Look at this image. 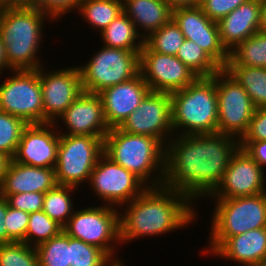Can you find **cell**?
<instances>
[{
	"instance_id": "obj_13",
	"label": "cell",
	"mask_w": 266,
	"mask_h": 266,
	"mask_svg": "<svg viewBox=\"0 0 266 266\" xmlns=\"http://www.w3.org/2000/svg\"><path fill=\"white\" fill-rule=\"evenodd\" d=\"M119 128L126 133L152 136L166 146L174 135L170 94L149 91Z\"/></svg>"
},
{
	"instance_id": "obj_38",
	"label": "cell",
	"mask_w": 266,
	"mask_h": 266,
	"mask_svg": "<svg viewBox=\"0 0 266 266\" xmlns=\"http://www.w3.org/2000/svg\"><path fill=\"white\" fill-rule=\"evenodd\" d=\"M44 197L45 193L24 192L10 194L6 199L10 207L32 213L43 209Z\"/></svg>"
},
{
	"instance_id": "obj_1",
	"label": "cell",
	"mask_w": 266,
	"mask_h": 266,
	"mask_svg": "<svg viewBox=\"0 0 266 266\" xmlns=\"http://www.w3.org/2000/svg\"><path fill=\"white\" fill-rule=\"evenodd\" d=\"M239 147V139L222 133L174 135L165 146L163 186L193 201L208 197Z\"/></svg>"
},
{
	"instance_id": "obj_28",
	"label": "cell",
	"mask_w": 266,
	"mask_h": 266,
	"mask_svg": "<svg viewBox=\"0 0 266 266\" xmlns=\"http://www.w3.org/2000/svg\"><path fill=\"white\" fill-rule=\"evenodd\" d=\"M78 14L98 32L123 13V0H81Z\"/></svg>"
},
{
	"instance_id": "obj_48",
	"label": "cell",
	"mask_w": 266,
	"mask_h": 266,
	"mask_svg": "<svg viewBox=\"0 0 266 266\" xmlns=\"http://www.w3.org/2000/svg\"><path fill=\"white\" fill-rule=\"evenodd\" d=\"M4 69L6 71H4ZM3 71L4 72L9 71V66L6 63L5 48H4V45L2 43V39H1V36H0V77L4 73Z\"/></svg>"
},
{
	"instance_id": "obj_47",
	"label": "cell",
	"mask_w": 266,
	"mask_h": 266,
	"mask_svg": "<svg viewBox=\"0 0 266 266\" xmlns=\"http://www.w3.org/2000/svg\"><path fill=\"white\" fill-rule=\"evenodd\" d=\"M260 32L266 33V0H260Z\"/></svg>"
},
{
	"instance_id": "obj_43",
	"label": "cell",
	"mask_w": 266,
	"mask_h": 266,
	"mask_svg": "<svg viewBox=\"0 0 266 266\" xmlns=\"http://www.w3.org/2000/svg\"><path fill=\"white\" fill-rule=\"evenodd\" d=\"M36 8L37 0H0V10Z\"/></svg>"
},
{
	"instance_id": "obj_8",
	"label": "cell",
	"mask_w": 266,
	"mask_h": 266,
	"mask_svg": "<svg viewBox=\"0 0 266 266\" xmlns=\"http://www.w3.org/2000/svg\"><path fill=\"white\" fill-rule=\"evenodd\" d=\"M119 208L99 205L75 210L63 227L70 237L84 241L87 244L103 250L112 260L116 256L113 242L121 244ZM118 210V211H117Z\"/></svg>"
},
{
	"instance_id": "obj_7",
	"label": "cell",
	"mask_w": 266,
	"mask_h": 266,
	"mask_svg": "<svg viewBox=\"0 0 266 266\" xmlns=\"http://www.w3.org/2000/svg\"><path fill=\"white\" fill-rule=\"evenodd\" d=\"M94 54L88 63L78 66L84 92L99 94L104 89L131 80L140 73L137 52L103 45Z\"/></svg>"
},
{
	"instance_id": "obj_40",
	"label": "cell",
	"mask_w": 266,
	"mask_h": 266,
	"mask_svg": "<svg viewBox=\"0 0 266 266\" xmlns=\"http://www.w3.org/2000/svg\"><path fill=\"white\" fill-rule=\"evenodd\" d=\"M247 0H201L203 12L215 22H218Z\"/></svg>"
},
{
	"instance_id": "obj_42",
	"label": "cell",
	"mask_w": 266,
	"mask_h": 266,
	"mask_svg": "<svg viewBox=\"0 0 266 266\" xmlns=\"http://www.w3.org/2000/svg\"><path fill=\"white\" fill-rule=\"evenodd\" d=\"M239 143L240 148L244 149L260 165L262 169L266 168V140L239 141Z\"/></svg>"
},
{
	"instance_id": "obj_24",
	"label": "cell",
	"mask_w": 266,
	"mask_h": 266,
	"mask_svg": "<svg viewBox=\"0 0 266 266\" xmlns=\"http://www.w3.org/2000/svg\"><path fill=\"white\" fill-rule=\"evenodd\" d=\"M123 11L143 39L170 22L173 13L164 0H123Z\"/></svg>"
},
{
	"instance_id": "obj_26",
	"label": "cell",
	"mask_w": 266,
	"mask_h": 266,
	"mask_svg": "<svg viewBox=\"0 0 266 266\" xmlns=\"http://www.w3.org/2000/svg\"><path fill=\"white\" fill-rule=\"evenodd\" d=\"M224 69L245 89L256 108H266V68L225 66Z\"/></svg>"
},
{
	"instance_id": "obj_2",
	"label": "cell",
	"mask_w": 266,
	"mask_h": 266,
	"mask_svg": "<svg viewBox=\"0 0 266 266\" xmlns=\"http://www.w3.org/2000/svg\"><path fill=\"white\" fill-rule=\"evenodd\" d=\"M193 202L188 195L165 186L148 187L125 204L123 214L119 211L121 245L190 225L198 216Z\"/></svg>"
},
{
	"instance_id": "obj_33",
	"label": "cell",
	"mask_w": 266,
	"mask_h": 266,
	"mask_svg": "<svg viewBox=\"0 0 266 266\" xmlns=\"http://www.w3.org/2000/svg\"><path fill=\"white\" fill-rule=\"evenodd\" d=\"M63 227L52 220L43 210L29 215L25 243L29 246L37 245L58 236Z\"/></svg>"
},
{
	"instance_id": "obj_46",
	"label": "cell",
	"mask_w": 266,
	"mask_h": 266,
	"mask_svg": "<svg viewBox=\"0 0 266 266\" xmlns=\"http://www.w3.org/2000/svg\"><path fill=\"white\" fill-rule=\"evenodd\" d=\"M10 161L11 158L8 155H6L4 152L0 151V186L2 184L4 175L6 173Z\"/></svg>"
},
{
	"instance_id": "obj_30",
	"label": "cell",
	"mask_w": 266,
	"mask_h": 266,
	"mask_svg": "<svg viewBox=\"0 0 266 266\" xmlns=\"http://www.w3.org/2000/svg\"><path fill=\"white\" fill-rule=\"evenodd\" d=\"M176 57L198 77H210L222 69L205 50L189 39H185Z\"/></svg>"
},
{
	"instance_id": "obj_3",
	"label": "cell",
	"mask_w": 266,
	"mask_h": 266,
	"mask_svg": "<svg viewBox=\"0 0 266 266\" xmlns=\"http://www.w3.org/2000/svg\"><path fill=\"white\" fill-rule=\"evenodd\" d=\"M103 153L147 187L163 186L165 146L158 139L111 128L103 140Z\"/></svg>"
},
{
	"instance_id": "obj_6",
	"label": "cell",
	"mask_w": 266,
	"mask_h": 266,
	"mask_svg": "<svg viewBox=\"0 0 266 266\" xmlns=\"http://www.w3.org/2000/svg\"><path fill=\"white\" fill-rule=\"evenodd\" d=\"M209 245L213 254L229 237L266 227V192L254 196L214 199ZM209 250V251H208Z\"/></svg>"
},
{
	"instance_id": "obj_49",
	"label": "cell",
	"mask_w": 266,
	"mask_h": 266,
	"mask_svg": "<svg viewBox=\"0 0 266 266\" xmlns=\"http://www.w3.org/2000/svg\"><path fill=\"white\" fill-rule=\"evenodd\" d=\"M107 266H126V265H124V263L122 262V259H113L111 260V262H109Z\"/></svg>"
},
{
	"instance_id": "obj_36",
	"label": "cell",
	"mask_w": 266,
	"mask_h": 266,
	"mask_svg": "<svg viewBox=\"0 0 266 266\" xmlns=\"http://www.w3.org/2000/svg\"><path fill=\"white\" fill-rule=\"evenodd\" d=\"M0 266H39L36 248L25 242L0 244Z\"/></svg>"
},
{
	"instance_id": "obj_34",
	"label": "cell",
	"mask_w": 266,
	"mask_h": 266,
	"mask_svg": "<svg viewBox=\"0 0 266 266\" xmlns=\"http://www.w3.org/2000/svg\"><path fill=\"white\" fill-rule=\"evenodd\" d=\"M111 260L98 247L70 237V266H107Z\"/></svg>"
},
{
	"instance_id": "obj_22",
	"label": "cell",
	"mask_w": 266,
	"mask_h": 266,
	"mask_svg": "<svg viewBox=\"0 0 266 266\" xmlns=\"http://www.w3.org/2000/svg\"><path fill=\"white\" fill-rule=\"evenodd\" d=\"M217 24L221 43L230 52L236 45L259 32L260 0H247Z\"/></svg>"
},
{
	"instance_id": "obj_41",
	"label": "cell",
	"mask_w": 266,
	"mask_h": 266,
	"mask_svg": "<svg viewBox=\"0 0 266 266\" xmlns=\"http://www.w3.org/2000/svg\"><path fill=\"white\" fill-rule=\"evenodd\" d=\"M266 140V108H256L247 132L239 141Z\"/></svg>"
},
{
	"instance_id": "obj_32",
	"label": "cell",
	"mask_w": 266,
	"mask_h": 266,
	"mask_svg": "<svg viewBox=\"0 0 266 266\" xmlns=\"http://www.w3.org/2000/svg\"><path fill=\"white\" fill-rule=\"evenodd\" d=\"M184 41L185 37L182 31L176 25V23L171 20L145 38L144 44L151 51H155L160 54L176 56Z\"/></svg>"
},
{
	"instance_id": "obj_45",
	"label": "cell",
	"mask_w": 266,
	"mask_h": 266,
	"mask_svg": "<svg viewBox=\"0 0 266 266\" xmlns=\"http://www.w3.org/2000/svg\"><path fill=\"white\" fill-rule=\"evenodd\" d=\"M172 9L200 6L201 0H164Z\"/></svg>"
},
{
	"instance_id": "obj_20",
	"label": "cell",
	"mask_w": 266,
	"mask_h": 266,
	"mask_svg": "<svg viewBox=\"0 0 266 266\" xmlns=\"http://www.w3.org/2000/svg\"><path fill=\"white\" fill-rule=\"evenodd\" d=\"M150 91L139 73L123 83L113 85L99 93L108 127L117 128L138 108L141 100Z\"/></svg>"
},
{
	"instance_id": "obj_44",
	"label": "cell",
	"mask_w": 266,
	"mask_h": 266,
	"mask_svg": "<svg viewBox=\"0 0 266 266\" xmlns=\"http://www.w3.org/2000/svg\"><path fill=\"white\" fill-rule=\"evenodd\" d=\"M6 214H7V199L0 196V244L13 242L7 235V229L4 223Z\"/></svg>"
},
{
	"instance_id": "obj_5",
	"label": "cell",
	"mask_w": 266,
	"mask_h": 266,
	"mask_svg": "<svg viewBox=\"0 0 266 266\" xmlns=\"http://www.w3.org/2000/svg\"><path fill=\"white\" fill-rule=\"evenodd\" d=\"M170 96L174 135L217 133V91L213 76L197 77Z\"/></svg>"
},
{
	"instance_id": "obj_31",
	"label": "cell",
	"mask_w": 266,
	"mask_h": 266,
	"mask_svg": "<svg viewBox=\"0 0 266 266\" xmlns=\"http://www.w3.org/2000/svg\"><path fill=\"white\" fill-rule=\"evenodd\" d=\"M35 248L39 266H70V236L64 231Z\"/></svg>"
},
{
	"instance_id": "obj_37",
	"label": "cell",
	"mask_w": 266,
	"mask_h": 266,
	"mask_svg": "<svg viewBox=\"0 0 266 266\" xmlns=\"http://www.w3.org/2000/svg\"><path fill=\"white\" fill-rule=\"evenodd\" d=\"M29 215L28 212L10 207L7 201V214L4 223L7 235L13 242H25Z\"/></svg>"
},
{
	"instance_id": "obj_15",
	"label": "cell",
	"mask_w": 266,
	"mask_h": 266,
	"mask_svg": "<svg viewBox=\"0 0 266 266\" xmlns=\"http://www.w3.org/2000/svg\"><path fill=\"white\" fill-rule=\"evenodd\" d=\"M264 169L242 148L233 154L227 170L207 199L254 196L266 192Z\"/></svg>"
},
{
	"instance_id": "obj_19",
	"label": "cell",
	"mask_w": 266,
	"mask_h": 266,
	"mask_svg": "<svg viewBox=\"0 0 266 266\" xmlns=\"http://www.w3.org/2000/svg\"><path fill=\"white\" fill-rule=\"evenodd\" d=\"M59 140L56 124H28L22 131L12 160L29 166L55 168Z\"/></svg>"
},
{
	"instance_id": "obj_16",
	"label": "cell",
	"mask_w": 266,
	"mask_h": 266,
	"mask_svg": "<svg viewBox=\"0 0 266 266\" xmlns=\"http://www.w3.org/2000/svg\"><path fill=\"white\" fill-rule=\"evenodd\" d=\"M46 71L42 66L39 68L44 124L54 123L83 92L78 66Z\"/></svg>"
},
{
	"instance_id": "obj_25",
	"label": "cell",
	"mask_w": 266,
	"mask_h": 266,
	"mask_svg": "<svg viewBox=\"0 0 266 266\" xmlns=\"http://www.w3.org/2000/svg\"><path fill=\"white\" fill-rule=\"evenodd\" d=\"M99 34L104 43L102 45L107 47L121 48L140 54L144 44V39L139 35L134 23L124 12Z\"/></svg>"
},
{
	"instance_id": "obj_27",
	"label": "cell",
	"mask_w": 266,
	"mask_h": 266,
	"mask_svg": "<svg viewBox=\"0 0 266 266\" xmlns=\"http://www.w3.org/2000/svg\"><path fill=\"white\" fill-rule=\"evenodd\" d=\"M226 66L266 68V33L256 32L236 45L230 52Z\"/></svg>"
},
{
	"instance_id": "obj_23",
	"label": "cell",
	"mask_w": 266,
	"mask_h": 266,
	"mask_svg": "<svg viewBox=\"0 0 266 266\" xmlns=\"http://www.w3.org/2000/svg\"><path fill=\"white\" fill-rule=\"evenodd\" d=\"M213 255L242 266H258L266 260V227L229 237Z\"/></svg>"
},
{
	"instance_id": "obj_18",
	"label": "cell",
	"mask_w": 266,
	"mask_h": 266,
	"mask_svg": "<svg viewBox=\"0 0 266 266\" xmlns=\"http://www.w3.org/2000/svg\"><path fill=\"white\" fill-rule=\"evenodd\" d=\"M58 121L64 123L66 132H63V129L60 130V126L57 124ZM54 124L58 128L59 134L89 135L97 136L100 139H104L110 130L105 119L100 95L84 91L57 118Z\"/></svg>"
},
{
	"instance_id": "obj_12",
	"label": "cell",
	"mask_w": 266,
	"mask_h": 266,
	"mask_svg": "<svg viewBox=\"0 0 266 266\" xmlns=\"http://www.w3.org/2000/svg\"><path fill=\"white\" fill-rule=\"evenodd\" d=\"M87 184L96 197L102 200V204L119 207L120 210L148 188L133 173L113 162L104 153L99 157Z\"/></svg>"
},
{
	"instance_id": "obj_21",
	"label": "cell",
	"mask_w": 266,
	"mask_h": 266,
	"mask_svg": "<svg viewBox=\"0 0 266 266\" xmlns=\"http://www.w3.org/2000/svg\"><path fill=\"white\" fill-rule=\"evenodd\" d=\"M56 185L55 168L24 165L11 159L0 186V196L7 198L16 193H46Z\"/></svg>"
},
{
	"instance_id": "obj_14",
	"label": "cell",
	"mask_w": 266,
	"mask_h": 266,
	"mask_svg": "<svg viewBox=\"0 0 266 266\" xmlns=\"http://www.w3.org/2000/svg\"><path fill=\"white\" fill-rule=\"evenodd\" d=\"M140 74L150 91L172 93L198 76L176 56L151 51L145 44L139 54Z\"/></svg>"
},
{
	"instance_id": "obj_10",
	"label": "cell",
	"mask_w": 266,
	"mask_h": 266,
	"mask_svg": "<svg viewBox=\"0 0 266 266\" xmlns=\"http://www.w3.org/2000/svg\"><path fill=\"white\" fill-rule=\"evenodd\" d=\"M0 83V111L26 124H44V106L39 69L10 70Z\"/></svg>"
},
{
	"instance_id": "obj_17",
	"label": "cell",
	"mask_w": 266,
	"mask_h": 266,
	"mask_svg": "<svg viewBox=\"0 0 266 266\" xmlns=\"http://www.w3.org/2000/svg\"><path fill=\"white\" fill-rule=\"evenodd\" d=\"M172 20L180 28L185 39L197 43L222 68L226 66L229 52L221 43L218 24L212 21L200 6L173 9Z\"/></svg>"
},
{
	"instance_id": "obj_29",
	"label": "cell",
	"mask_w": 266,
	"mask_h": 266,
	"mask_svg": "<svg viewBox=\"0 0 266 266\" xmlns=\"http://www.w3.org/2000/svg\"><path fill=\"white\" fill-rule=\"evenodd\" d=\"M78 188L65 185H56L47 191L44 197L43 211L59 225L64 227L75 211L71 193Z\"/></svg>"
},
{
	"instance_id": "obj_35",
	"label": "cell",
	"mask_w": 266,
	"mask_h": 266,
	"mask_svg": "<svg viewBox=\"0 0 266 266\" xmlns=\"http://www.w3.org/2000/svg\"><path fill=\"white\" fill-rule=\"evenodd\" d=\"M27 125L22 119L0 111V151L11 159L15 155L22 131Z\"/></svg>"
},
{
	"instance_id": "obj_11",
	"label": "cell",
	"mask_w": 266,
	"mask_h": 266,
	"mask_svg": "<svg viewBox=\"0 0 266 266\" xmlns=\"http://www.w3.org/2000/svg\"><path fill=\"white\" fill-rule=\"evenodd\" d=\"M213 77L217 91V133L240 140L248 130L256 107L245 89L224 68Z\"/></svg>"
},
{
	"instance_id": "obj_50",
	"label": "cell",
	"mask_w": 266,
	"mask_h": 266,
	"mask_svg": "<svg viewBox=\"0 0 266 266\" xmlns=\"http://www.w3.org/2000/svg\"><path fill=\"white\" fill-rule=\"evenodd\" d=\"M258 266H266V260L262 262L261 264H259Z\"/></svg>"
},
{
	"instance_id": "obj_9",
	"label": "cell",
	"mask_w": 266,
	"mask_h": 266,
	"mask_svg": "<svg viewBox=\"0 0 266 266\" xmlns=\"http://www.w3.org/2000/svg\"><path fill=\"white\" fill-rule=\"evenodd\" d=\"M103 140L97 136L60 134L55 166L57 185L80 188L82 183H88L103 154Z\"/></svg>"
},
{
	"instance_id": "obj_4",
	"label": "cell",
	"mask_w": 266,
	"mask_h": 266,
	"mask_svg": "<svg viewBox=\"0 0 266 266\" xmlns=\"http://www.w3.org/2000/svg\"><path fill=\"white\" fill-rule=\"evenodd\" d=\"M36 9L0 10V36L10 70H35L44 64L39 59L44 24L52 20ZM39 49V50H38Z\"/></svg>"
},
{
	"instance_id": "obj_39",
	"label": "cell",
	"mask_w": 266,
	"mask_h": 266,
	"mask_svg": "<svg viewBox=\"0 0 266 266\" xmlns=\"http://www.w3.org/2000/svg\"><path fill=\"white\" fill-rule=\"evenodd\" d=\"M80 2L81 0H37V8L52 21H59L69 11L78 10Z\"/></svg>"
}]
</instances>
